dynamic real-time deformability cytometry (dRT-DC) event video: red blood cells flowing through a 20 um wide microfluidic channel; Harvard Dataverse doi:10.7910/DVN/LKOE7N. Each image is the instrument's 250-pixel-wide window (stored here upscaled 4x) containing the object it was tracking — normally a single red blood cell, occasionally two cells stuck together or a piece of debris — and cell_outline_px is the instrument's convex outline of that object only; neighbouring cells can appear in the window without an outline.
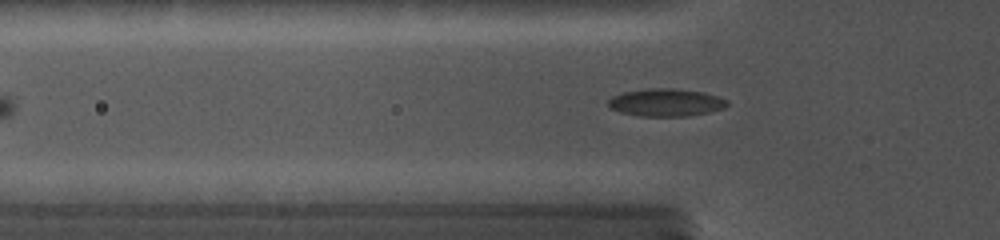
{"species": "common noctule bat (a hibernating species)", "species_latin": "Nyctalus noctula", "temperature_condition": "cold", "stored_images_in_passage": 36, "camera_frame_rate_fps": 5000, "um_per_image_px": 0.085, "animal": {"sex": "female", "body_mass_g": 19.0, "forearm_length_mm": 56.7}, "frame": {"image": 1, "passage_image": 12, "time_ms": 5.2, "image_size_px": [1000, 240], "cell_outline_px": [[728, 104], [724, 108], [708, 112], [688, 116], [640, 116], [620, 112], [612, 108], [608, 104], [608, 100], [612, 96], [624, 92], [648, 88], [672, 88], [700, 92], [716, 96], [728, 100]], "centroid_in_image_um": [56.59, 8.71], "position_along_channel_um": 69.2, "area_um2": 18.96}}
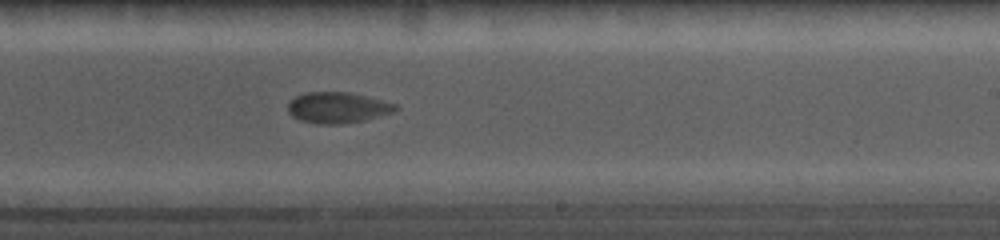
{"frame": {"image": 2, "passage_image": 23, "time_ms": 10.2, "image_size_px": [1000, 240], "cell_outline_px": [[400, 108], [392, 112], [364, 120], [340, 124], [320, 124], [300, 120], [292, 116], [288, 112], [288, 104], [296, 96], [308, 92], [348, 92], [396, 104]], "centroid_in_image_um": [28.68, 9.15], "position_along_channel_um": 260.3, "area_um2": 19.07}}
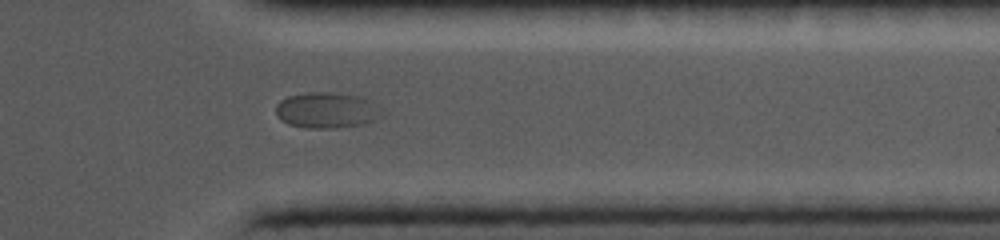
{"frame": {"image": 3, "passage_image": 30, "time_ms": 13.4, "image_size_px": [1000, 240], "cell_outline_px": [[380, 116], [376, 120], [364, 124], [340, 128], [304, 128], [288, 124], [280, 120], [276, 116], [276, 104], [280, 100], [288, 96], [308, 92], [324, 92], [356, 96], [364, 100]], "centroid_in_image_um": [27.59, 9.4], "position_along_channel_um": 383.8, "area_um2": 21.44}}